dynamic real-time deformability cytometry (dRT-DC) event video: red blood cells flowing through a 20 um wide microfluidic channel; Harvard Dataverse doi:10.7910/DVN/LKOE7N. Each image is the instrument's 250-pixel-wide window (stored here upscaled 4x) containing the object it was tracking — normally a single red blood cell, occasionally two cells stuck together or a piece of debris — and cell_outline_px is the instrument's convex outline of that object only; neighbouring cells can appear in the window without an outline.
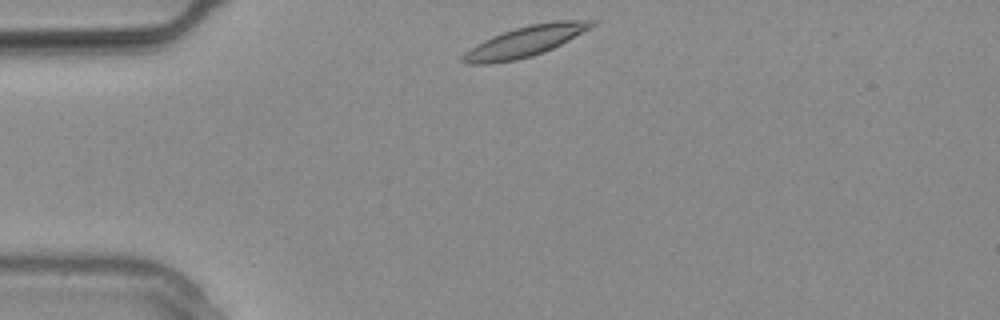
{"species": "common noctule bat (a hibernating species)", "species_latin": "Nyctalus noctula", "temperature_condition": "warm", "stored_images_in_passage": 10, "camera_frame_rate_fps": 3000, "um_per_image_px": 0.085, "animal": {"sex": "male", "body_mass_g": 20.4}, "frame": {"image": 1, "passage_image": 1, "time_ms": 0.0, "image_size_px": [1000, 320], "cell_outline_px": [[596, 24], [568, 40], [544, 52], [532, 56], [516, 60], [488, 64], [464, 64], [460, 60], [460, 56], [464, 52], [476, 44], [492, 36], [516, 28], [532, 24], [556, 20], [596, 20]], "centroid_in_image_um": [44.57, 3.54], "position_along_channel_um": 40.4, "area_um2": 22.77}}
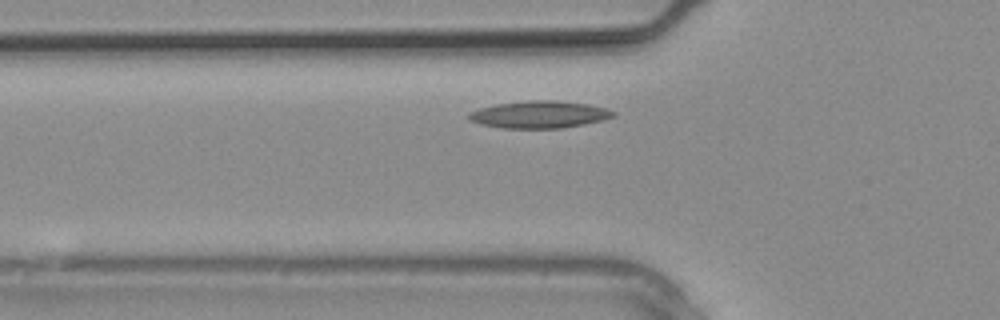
{"frame": {"image": 2, "passage_image": 4, "time_ms": 1.0, "image_size_px": [1000, 320], "cell_outline_px": [[616, 116], [604, 120], [564, 128], [500, 128], [480, 124], [472, 120], [468, 116], [468, 112], [480, 108], [496, 104], [528, 100], [556, 100], [588, 104], [608, 108], [616, 112]], "centroid_in_image_um": [45.89, 9.73], "position_along_channel_um": 79.9, "area_um2": 23.06}}